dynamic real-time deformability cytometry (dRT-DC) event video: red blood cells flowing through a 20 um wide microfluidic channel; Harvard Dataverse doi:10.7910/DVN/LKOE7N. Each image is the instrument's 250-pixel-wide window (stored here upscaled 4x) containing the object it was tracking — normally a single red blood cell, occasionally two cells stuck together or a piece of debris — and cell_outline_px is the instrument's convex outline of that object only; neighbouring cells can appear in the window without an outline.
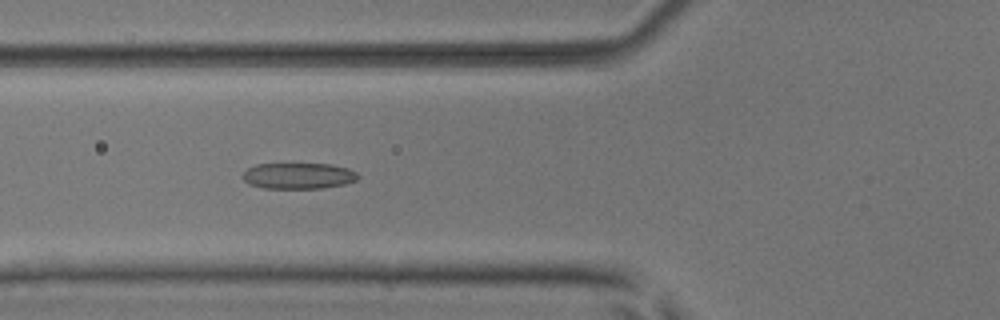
{"species": "common noctule bat (a hibernating species)", "species_latin": "Nyctalus noctula", "temperature_condition": "room temperature", "stored_images_in_passage": 47, "camera_frame_rate_fps": 3000, "um_per_image_px": 0.085, "animal": {"sex": "male", "body_mass_g": 17.9, "forearm_length_mm": 54.2}, "frame": {"image": 1, "passage_image": 15, "time_ms": 4.667, "image_size_px": [1000, 320], "cell_outline_px": [[360, 176], [356, 180], [344, 184], [320, 188], [264, 188], [248, 184], [240, 176], [248, 168], [256, 164], [332, 164], [348, 168], [356, 172]], "centroid_in_image_um": [25.35, 14.94], "position_along_channel_um": 100.5, "area_um2": 17.51}}
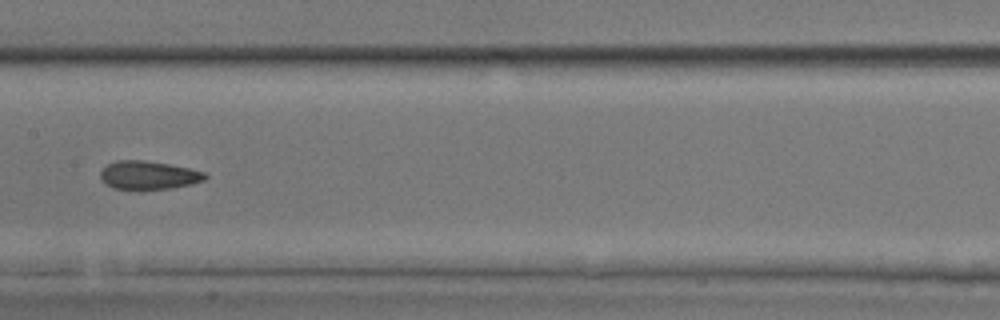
{"frame": {"image": 2, "passage_image": 22, "time_ms": 7.0, "image_size_px": [1000, 320], "cell_outline_px": [[208, 176], [204, 180], [172, 188], [140, 192], [112, 188], [104, 184], [100, 180], [100, 172], [108, 164], [116, 160], [144, 160], [168, 164], [188, 168], [204, 172]], "centroid_in_image_um": [12.55, 14.93], "position_along_channel_um": 194.9, "area_um2": 17.86}}
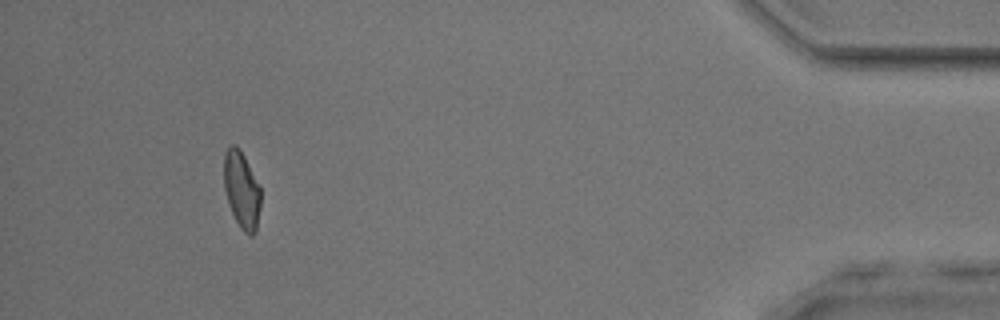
{"frame": {"image": 3, "passage_image": 43, "time_ms": 14.0, "image_size_px": [1000, 320], "cell_outline_px": [[260, 208], [256, 232], [252, 236], [248, 236], [240, 228], [228, 204], [224, 188], [224, 152], [232, 144], [236, 144], [240, 148], [260, 184]], "centroid_in_image_um": [20.55, 16.13], "position_along_channel_um": 414.7, "area_um2": 16.82}, "authors_computed_cell_mechanics": {"area_um2": 17.3978, "velocity_mm_per_s": 4.0447, "shape_relaxation_time_tau1_ms": 3.2839, "shape_relaxation_time_tau2_ms": 1.6247, "deformation_change_tau1": 0.1148, "deformation_change_tau2": 0.0863}}